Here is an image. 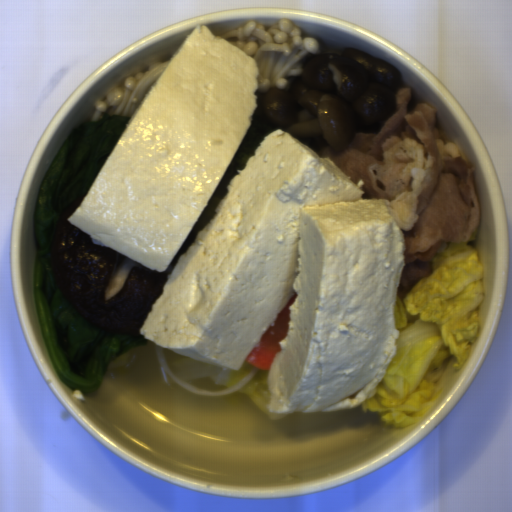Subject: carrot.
Masks as SVG:
<instances>
[{
	"label": "carrot",
	"instance_id": "carrot-1",
	"mask_svg": "<svg viewBox=\"0 0 512 512\" xmlns=\"http://www.w3.org/2000/svg\"><path fill=\"white\" fill-rule=\"evenodd\" d=\"M293 294L280 313L275 318L274 325L262 336L257 347L249 354L245 361L263 370H269L277 353L281 349L279 343L285 337L289 327L291 308L295 299Z\"/></svg>",
	"mask_w": 512,
	"mask_h": 512
}]
</instances>
